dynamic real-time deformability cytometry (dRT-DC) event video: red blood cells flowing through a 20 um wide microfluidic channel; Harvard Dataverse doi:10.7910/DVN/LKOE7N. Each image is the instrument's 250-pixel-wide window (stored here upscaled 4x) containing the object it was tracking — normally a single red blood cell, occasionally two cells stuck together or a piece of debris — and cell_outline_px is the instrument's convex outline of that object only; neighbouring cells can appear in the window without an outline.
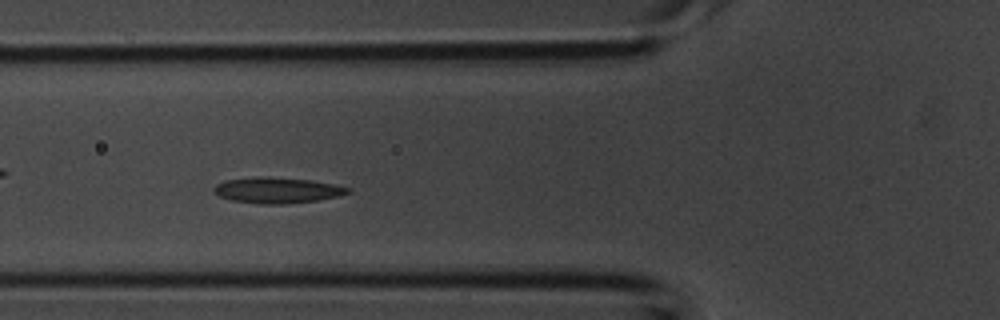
{"species": "common noctule bat (a hibernating species)", "species_latin": "Nyctalus noctula", "temperature_condition": "room temperature", "stored_images_in_passage": 39, "camera_frame_rate_fps": 3000, "um_per_image_px": 0.085, "animal": {"sex": "male", "body_mass_g": 20.1, "forearm_length_mm": 53.5}, "frame": {"image": 1, "passage_image": 11, "time_ms": 3.333, "image_size_px": [1000, 320], "cell_outline_px": [[352, 192], [336, 196], [316, 200], [284, 204], [260, 204], [232, 200], [220, 196], [212, 192], [212, 188], [216, 184], [224, 180], [260, 176], [264, 176], [312, 180], [336, 184], [352, 188]], "centroid_in_image_um": [23.55, 16.16], "position_along_channel_um": 102.2, "area_um2": 20.29}}
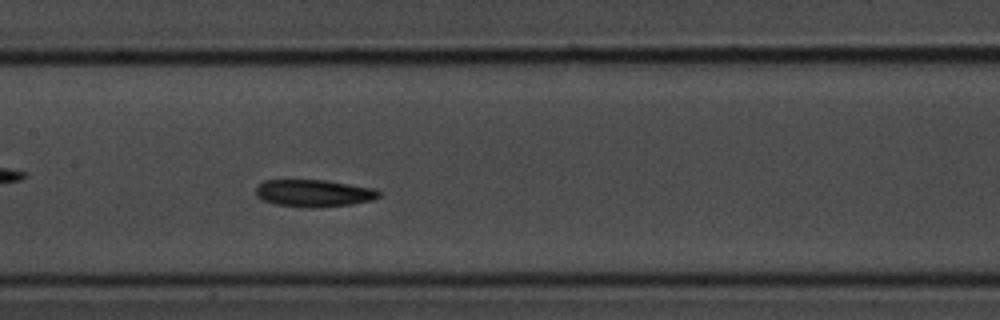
{"frame": {"image": 2, "passage_image": 16, "time_ms": 5.0, "image_size_px": [1000, 320], "cell_outline_px": [[380, 196], [372, 200], [352, 204], [316, 208], [308, 208], [276, 204], [264, 200], [256, 196], [256, 184], [264, 180], [328, 180], [376, 188], [380, 192]], "centroid_in_image_um": [26.69, 16.41], "position_along_channel_um": 180.7, "area_um2": 19.77}}
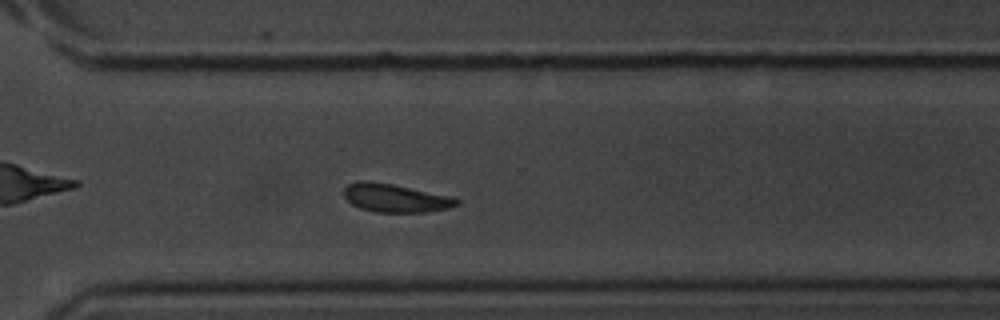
{"frame": {"image": 3, "passage_image": 26, "time_ms": 8.333, "image_size_px": [1000, 320], "cell_outline_px": [[460, 204], [448, 208], [424, 212], [376, 212], [360, 208], [352, 204], [344, 196], [344, 188], [348, 184], [356, 180], [368, 180], [392, 184], [456, 196], [460, 200]], "centroid_in_image_um": [33.64, 16.81], "position_along_channel_um": 337.0, "area_um2": 18.9}}